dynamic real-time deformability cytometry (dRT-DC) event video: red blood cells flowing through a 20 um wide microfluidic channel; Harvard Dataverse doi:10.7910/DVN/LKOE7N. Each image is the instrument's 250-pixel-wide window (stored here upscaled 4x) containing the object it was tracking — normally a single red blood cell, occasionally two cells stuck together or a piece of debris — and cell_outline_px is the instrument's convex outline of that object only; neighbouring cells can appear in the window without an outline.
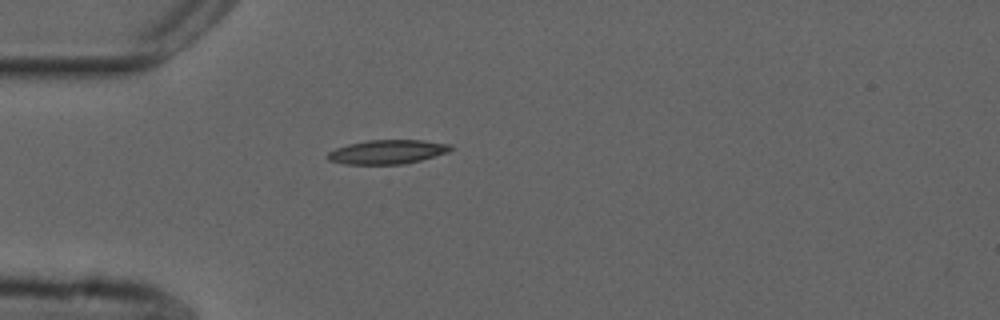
{"species": "common noctule bat (a hibernating species)", "species_latin": "Nyctalus noctula", "temperature_condition": "cold", "stored_images_in_passage": 40, "camera_frame_rate_fps": 3000, "um_per_image_px": 0.085, "animal": {"sex": "male", "forearm_length_mm": 52.5}, "frame": {"image": 1, "passage_image": 1, "time_ms": 0.0, "image_size_px": [1000, 320], "cell_outline_px": [[452, 148], [448, 152], [420, 160], [404, 164], [344, 164], [328, 160], [324, 156], [328, 152], [336, 148], [348, 144], [368, 140], [424, 140], [452, 144]], "centroid_in_image_um": [32.9, 12.91], "position_along_channel_um": 52.1, "area_um2": 17.34}}
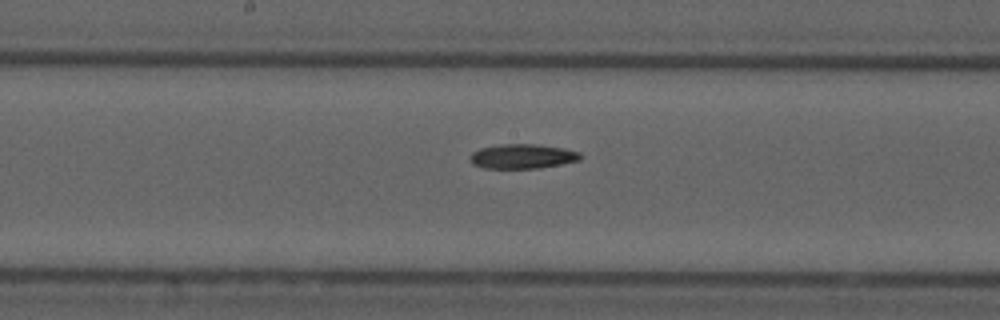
{"frame": {"image": 2, "passage_image": 14, "time_ms": 4.333, "image_size_px": [1000, 320], "cell_outline_px": [[584, 156], [580, 160], [540, 168], [484, 168], [472, 164], [472, 152], [480, 148], [500, 144], [536, 144], [564, 148], [580, 152]], "centroid_in_image_um": [44.46, 13.28], "position_along_channel_um": 203.7, "area_um2": 15.78}}
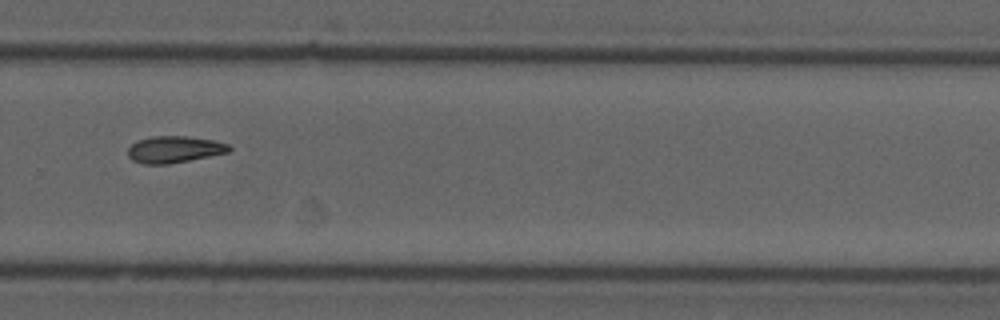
{"frame": {"image": 3, "passage_image": 23, "time_ms": 7.333, "image_size_px": [1000, 320], "cell_outline_px": [[232, 148], [228, 152], [168, 164], [140, 164], [132, 160], [128, 156], [128, 148], [136, 140], [152, 136], [184, 136], [212, 140], [228, 144]], "centroid_in_image_um": [14.76, 12.7], "position_along_channel_um": 315.0, "area_um2": 15.66}}